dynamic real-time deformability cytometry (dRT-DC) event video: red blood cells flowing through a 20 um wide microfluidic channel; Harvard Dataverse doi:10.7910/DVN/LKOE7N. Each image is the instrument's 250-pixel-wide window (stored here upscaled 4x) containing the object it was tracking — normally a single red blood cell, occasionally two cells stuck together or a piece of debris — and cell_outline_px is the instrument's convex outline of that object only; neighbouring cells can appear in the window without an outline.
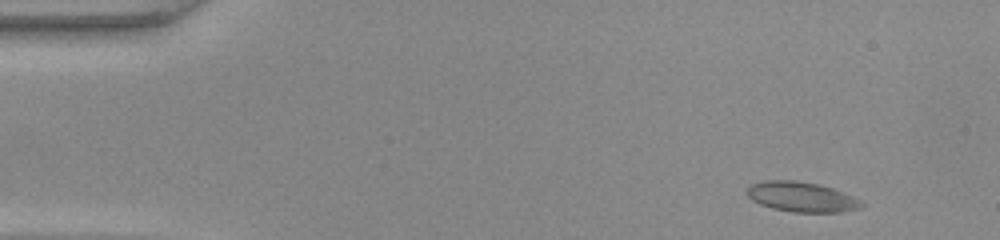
{"species": "common noctule bat (a hibernating species)", "species_latin": "Nyctalus noctula", "temperature_condition": "warm", "stored_images_in_passage": 46, "camera_frame_rate_fps": 3000, "um_per_image_px": 0.085, "animal": {"sex": "female", "body_mass_g": 22.0, "forearm_length_mm": 56.7}, "frame": {"image": 1, "passage_image": 3, "time_ms": 0.667, "image_size_px": [1000, 240], "cell_outline_px": [[864, 204], [860, 208], [840, 212], [792, 212], [772, 208], [760, 204], [752, 200], [748, 196], [748, 188], [752, 184], [764, 180], [796, 180], [816, 184], [832, 188], [844, 192], [860, 200]], "centroid_in_image_um": [68.13, 16.74], "position_along_channel_um": 16.9, "area_um2": 19.88}}
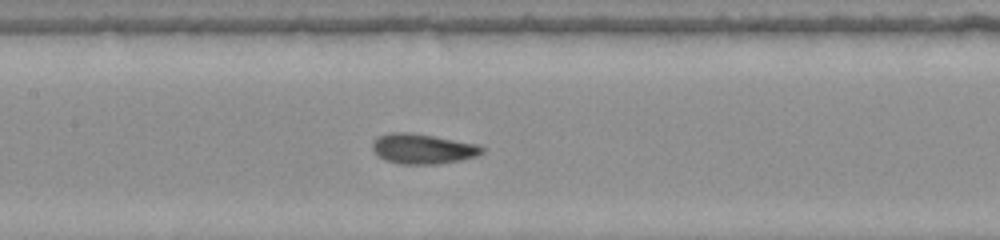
{"frame": {"image": 2, "passage_image": 21, "time_ms": 6.667, "image_size_px": [1000, 240], "cell_outline_px": [[484, 152], [476, 156], [460, 160], [436, 164], [400, 164], [384, 160], [372, 148], [372, 144], [380, 136], [392, 132], [412, 132], [476, 144], [484, 148]], "centroid_in_image_um": [35.94, 12.65], "position_along_channel_um": 171.5, "area_um2": 18.96}}
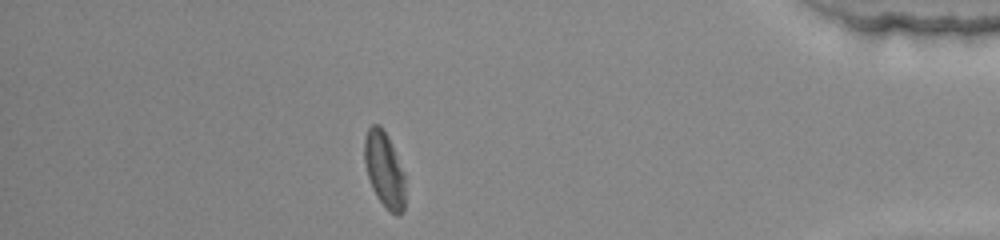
{"frame": {"image": 3, "passage_image": 40, "time_ms": 13.0, "image_size_px": [1000, 240], "cell_outline_px": [[404, 212], [396, 216], [376, 196], [372, 188], [368, 176], [364, 160], [364, 140], [368, 128], [372, 124], [380, 124], [388, 136], [404, 176]], "centroid_in_image_um": [32.65, 14.39], "position_along_channel_um": 402.6, "area_um2": 17.57}}